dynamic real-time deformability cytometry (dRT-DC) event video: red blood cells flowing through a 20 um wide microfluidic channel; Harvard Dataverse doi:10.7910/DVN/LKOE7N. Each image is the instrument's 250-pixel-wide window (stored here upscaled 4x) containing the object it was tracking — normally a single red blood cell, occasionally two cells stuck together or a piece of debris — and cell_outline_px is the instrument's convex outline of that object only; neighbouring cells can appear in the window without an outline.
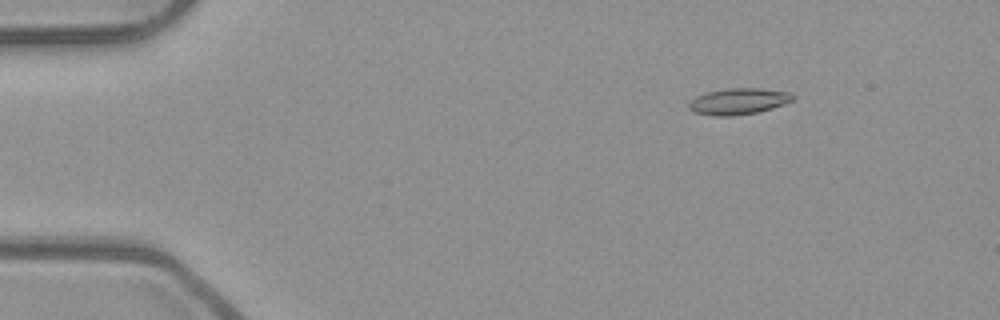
{"species": "common noctule bat (a hibernating species)", "species_latin": "Nyctalus noctula", "temperature_condition": "room temperature", "stored_images_in_passage": 46, "camera_frame_rate_fps": 3000, "um_per_image_px": 0.085, "animal": {"sex": "male", "body_mass_g": 23.1, "forearm_length_mm": 52.7}, "frame": {"image": 1, "passage_image": 1, "time_ms": 0.0, "image_size_px": [1000, 320], "cell_outline_px": [[792, 100], [784, 104], [772, 108], [756, 112], [732, 116], [716, 116], [692, 112], [688, 108], [688, 104], [696, 96], [704, 92], [728, 88], [760, 88], [788, 92], [792, 96]], "centroid_in_image_um": [62.7, 8.61], "position_along_channel_um": 22.3, "area_um2": 15.84}}
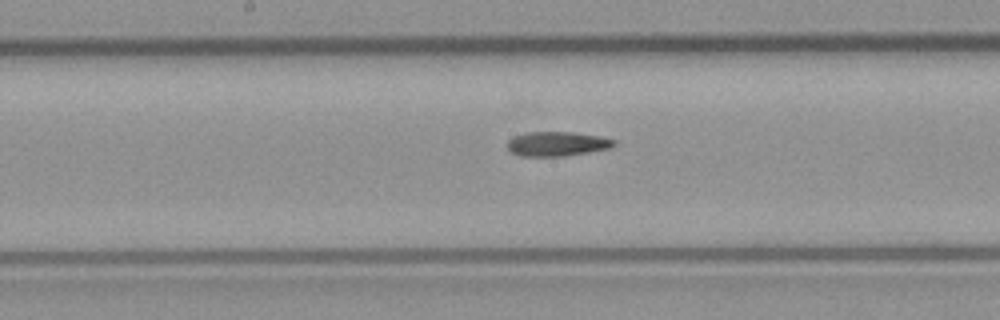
{"frame": {"image": 2, "passage_image": 21, "time_ms": 6.667, "image_size_px": [1000, 320], "cell_outline_px": [[616, 144], [612, 148], [564, 156], [520, 156], [508, 152], [508, 140], [516, 136], [528, 132], [572, 132], [596, 136], [616, 140]], "centroid_in_image_um": [47.34, 12.24], "position_along_channel_um": 200.9, "area_um2": 15.14}}
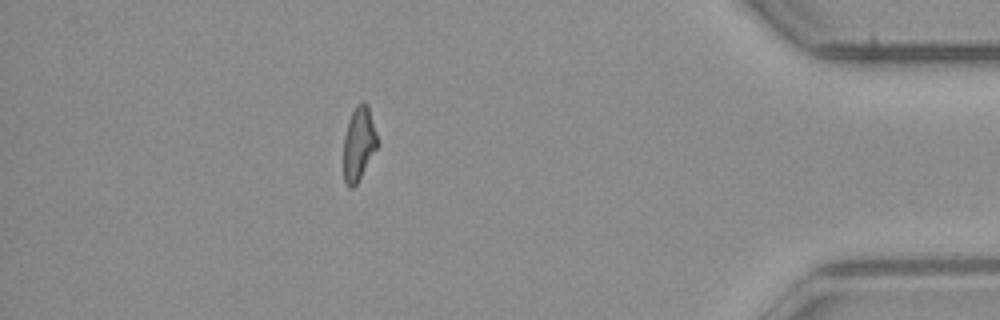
{"frame": {"image": 3, "passage_image": 40, "time_ms": 13.0, "image_size_px": [1000, 320], "cell_outline_px": [[376, 148], [356, 184], [352, 188], [348, 188], [344, 180], [344, 136], [352, 112], [356, 104], [360, 100], [364, 100], [368, 104], [376, 132]], "centroid_in_image_um": [30.48, 12.16], "position_along_channel_um": 404.7, "area_um2": 14.22}, "authors_computed_cell_mechanics": {"area_um2": 15.317, "velocity_mm_per_s": 3.9689, "shape_relaxation_time_tau1_ms": 8.6185, "shape_relaxation_time_tau2_ms": 7.6956, "deformation_change_tau1": 0.2409, "deformation_change_tau2": 0.1958}}